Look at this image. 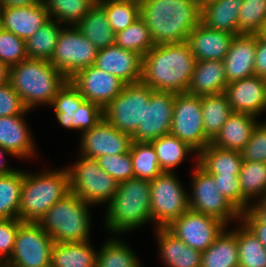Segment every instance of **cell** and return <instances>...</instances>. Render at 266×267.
<instances>
[{"label": "cell", "mask_w": 266, "mask_h": 267, "mask_svg": "<svg viewBox=\"0 0 266 267\" xmlns=\"http://www.w3.org/2000/svg\"><path fill=\"white\" fill-rule=\"evenodd\" d=\"M75 28L98 50L115 45L116 34L107 19L105 9L96 2Z\"/></svg>", "instance_id": "cell-29"}, {"label": "cell", "mask_w": 266, "mask_h": 267, "mask_svg": "<svg viewBox=\"0 0 266 267\" xmlns=\"http://www.w3.org/2000/svg\"><path fill=\"white\" fill-rule=\"evenodd\" d=\"M196 159L198 164L210 175H239L243 162L239 151L211 144L207 145Z\"/></svg>", "instance_id": "cell-30"}, {"label": "cell", "mask_w": 266, "mask_h": 267, "mask_svg": "<svg viewBox=\"0 0 266 267\" xmlns=\"http://www.w3.org/2000/svg\"><path fill=\"white\" fill-rule=\"evenodd\" d=\"M142 56L116 45L98 50L95 66L118 77L125 84L141 82Z\"/></svg>", "instance_id": "cell-20"}, {"label": "cell", "mask_w": 266, "mask_h": 267, "mask_svg": "<svg viewBox=\"0 0 266 267\" xmlns=\"http://www.w3.org/2000/svg\"><path fill=\"white\" fill-rule=\"evenodd\" d=\"M140 17L155 45L181 43L200 24L201 8L192 0H140Z\"/></svg>", "instance_id": "cell-2"}, {"label": "cell", "mask_w": 266, "mask_h": 267, "mask_svg": "<svg viewBox=\"0 0 266 267\" xmlns=\"http://www.w3.org/2000/svg\"><path fill=\"white\" fill-rule=\"evenodd\" d=\"M90 207L70 191L46 212L38 224L55 243L86 242L90 240Z\"/></svg>", "instance_id": "cell-6"}, {"label": "cell", "mask_w": 266, "mask_h": 267, "mask_svg": "<svg viewBox=\"0 0 266 267\" xmlns=\"http://www.w3.org/2000/svg\"><path fill=\"white\" fill-rule=\"evenodd\" d=\"M256 119L257 117L251 114L233 112L210 144L240 152L258 124Z\"/></svg>", "instance_id": "cell-26"}, {"label": "cell", "mask_w": 266, "mask_h": 267, "mask_svg": "<svg viewBox=\"0 0 266 267\" xmlns=\"http://www.w3.org/2000/svg\"><path fill=\"white\" fill-rule=\"evenodd\" d=\"M54 243L38 223L22 222L12 256L7 262L18 267H51Z\"/></svg>", "instance_id": "cell-14"}, {"label": "cell", "mask_w": 266, "mask_h": 267, "mask_svg": "<svg viewBox=\"0 0 266 267\" xmlns=\"http://www.w3.org/2000/svg\"><path fill=\"white\" fill-rule=\"evenodd\" d=\"M161 257L167 267H201L202 252L186 245L166 227H156Z\"/></svg>", "instance_id": "cell-27"}, {"label": "cell", "mask_w": 266, "mask_h": 267, "mask_svg": "<svg viewBox=\"0 0 266 267\" xmlns=\"http://www.w3.org/2000/svg\"><path fill=\"white\" fill-rule=\"evenodd\" d=\"M137 256L125 242L107 240L98 251L96 267H141Z\"/></svg>", "instance_id": "cell-43"}, {"label": "cell", "mask_w": 266, "mask_h": 267, "mask_svg": "<svg viewBox=\"0 0 266 267\" xmlns=\"http://www.w3.org/2000/svg\"><path fill=\"white\" fill-rule=\"evenodd\" d=\"M240 154L243 160L266 163V122L263 124L258 121Z\"/></svg>", "instance_id": "cell-48"}, {"label": "cell", "mask_w": 266, "mask_h": 267, "mask_svg": "<svg viewBox=\"0 0 266 267\" xmlns=\"http://www.w3.org/2000/svg\"><path fill=\"white\" fill-rule=\"evenodd\" d=\"M214 1H218V0H201V8H203L204 6H206L209 3H212Z\"/></svg>", "instance_id": "cell-58"}, {"label": "cell", "mask_w": 266, "mask_h": 267, "mask_svg": "<svg viewBox=\"0 0 266 267\" xmlns=\"http://www.w3.org/2000/svg\"><path fill=\"white\" fill-rule=\"evenodd\" d=\"M257 35H235L222 60L228 84L255 75Z\"/></svg>", "instance_id": "cell-21"}, {"label": "cell", "mask_w": 266, "mask_h": 267, "mask_svg": "<svg viewBox=\"0 0 266 267\" xmlns=\"http://www.w3.org/2000/svg\"><path fill=\"white\" fill-rule=\"evenodd\" d=\"M50 19L75 26L98 0H42ZM54 18V19H53Z\"/></svg>", "instance_id": "cell-41"}, {"label": "cell", "mask_w": 266, "mask_h": 267, "mask_svg": "<svg viewBox=\"0 0 266 267\" xmlns=\"http://www.w3.org/2000/svg\"><path fill=\"white\" fill-rule=\"evenodd\" d=\"M255 75L266 78V38L257 35L255 54Z\"/></svg>", "instance_id": "cell-52"}, {"label": "cell", "mask_w": 266, "mask_h": 267, "mask_svg": "<svg viewBox=\"0 0 266 267\" xmlns=\"http://www.w3.org/2000/svg\"><path fill=\"white\" fill-rule=\"evenodd\" d=\"M239 184L242 196L249 204L254 198L255 201L258 198H265L266 163L243 160L239 174Z\"/></svg>", "instance_id": "cell-37"}, {"label": "cell", "mask_w": 266, "mask_h": 267, "mask_svg": "<svg viewBox=\"0 0 266 267\" xmlns=\"http://www.w3.org/2000/svg\"><path fill=\"white\" fill-rule=\"evenodd\" d=\"M175 94L171 92L153 91L149 102L144 103L143 123L131 136L133 142H152L163 135L169 134Z\"/></svg>", "instance_id": "cell-16"}, {"label": "cell", "mask_w": 266, "mask_h": 267, "mask_svg": "<svg viewBox=\"0 0 266 267\" xmlns=\"http://www.w3.org/2000/svg\"><path fill=\"white\" fill-rule=\"evenodd\" d=\"M204 132L212 140L233 113L225 93L201 96Z\"/></svg>", "instance_id": "cell-33"}, {"label": "cell", "mask_w": 266, "mask_h": 267, "mask_svg": "<svg viewBox=\"0 0 266 267\" xmlns=\"http://www.w3.org/2000/svg\"><path fill=\"white\" fill-rule=\"evenodd\" d=\"M196 62L187 42L155 45L142 58L141 82L153 91L186 93Z\"/></svg>", "instance_id": "cell-1"}, {"label": "cell", "mask_w": 266, "mask_h": 267, "mask_svg": "<svg viewBox=\"0 0 266 267\" xmlns=\"http://www.w3.org/2000/svg\"><path fill=\"white\" fill-rule=\"evenodd\" d=\"M192 1H195V2L199 3V6L201 8V0H192Z\"/></svg>", "instance_id": "cell-61"}, {"label": "cell", "mask_w": 266, "mask_h": 267, "mask_svg": "<svg viewBox=\"0 0 266 267\" xmlns=\"http://www.w3.org/2000/svg\"><path fill=\"white\" fill-rule=\"evenodd\" d=\"M23 171L0 175V219L18 218Z\"/></svg>", "instance_id": "cell-39"}, {"label": "cell", "mask_w": 266, "mask_h": 267, "mask_svg": "<svg viewBox=\"0 0 266 267\" xmlns=\"http://www.w3.org/2000/svg\"><path fill=\"white\" fill-rule=\"evenodd\" d=\"M258 202V203H257ZM249 209L262 221L266 223V197L258 199Z\"/></svg>", "instance_id": "cell-54"}, {"label": "cell", "mask_w": 266, "mask_h": 267, "mask_svg": "<svg viewBox=\"0 0 266 267\" xmlns=\"http://www.w3.org/2000/svg\"><path fill=\"white\" fill-rule=\"evenodd\" d=\"M154 146L159 165L163 172H174L183 162L186 155L195 150L171 133L161 136L151 142Z\"/></svg>", "instance_id": "cell-36"}, {"label": "cell", "mask_w": 266, "mask_h": 267, "mask_svg": "<svg viewBox=\"0 0 266 267\" xmlns=\"http://www.w3.org/2000/svg\"><path fill=\"white\" fill-rule=\"evenodd\" d=\"M69 192V174L66 168L36 174L23 171L18 218L22 222L38 223Z\"/></svg>", "instance_id": "cell-5"}, {"label": "cell", "mask_w": 266, "mask_h": 267, "mask_svg": "<svg viewBox=\"0 0 266 267\" xmlns=\"http://www.w3.org/2000/svg\"><path fill=\"white\" fill-rule=\"evenodd\" d=\"M68 79L49 61L25 59L10 67L9 82L27 110L50 105Z\"/></svg>", "instance_id": "cell-3"}, {"label": "cell", "mask_w": 266, "mask_h": 267, "mask_svg": "<svg viewBox=\"0 0 266 267\" xmlns=\"http://www.w3.org/2000/svg\"><path fill=\"white\" fill-rule=\"evenodd\" d=\"M2 5L0 4V27H1V12H2Z\"/></svg>", "instance_id": "cell-60"}, {"label": "cell", "mask_w": 266, "mask_h": 267, "mask_svg": "<svg viewBox=\"0 0 266 267\" xmlns=\"http://www.w3.org/2000/svg\"><path fill=\"white\" fill-rule=\"evenodd\" d=\"M61 24L56 20H50L39 28L25 41L26 54L29 59H41L50 61L53 56L58 35L62 30Z\"/></svg>", "instance_id": "cell-35"}, {"label": "cell", "mask_w": 266, "mask_h": 267, "mask_svg": "<svg viewBox=\"0 0 266 267\" xmlns=\"http://www.w3.org/2000/svg\"><path fill=\"white\" fill-rule=\"evenodd\" d=\"M0 267H18V266L10 264L8 262H2L0 263Z\"/></svg>", "instance_id": "cell-59"}, {"label": "cell", "mask_w": 266, "mask_h": 267, "mask_svg": "<svg viewBox=\"0 0 266 267\" xmlns=\"http://www.w3.org/2000/svg\"><path fill=\"white\" fill-rule=\"evenodd\" d=\"M151 219L167 227L189 209V195L174 172H163L150 181Z\"/></svg>", "instance_id": "cell-8"}, {"label": "cell", "mask_w": 266, "mask_h": 267, "mask_svg": "<svg viewBox=\"0 0 266 267\" xmlns=\"http://www.w3.org/2000/svg\"><path fill=\"white\" fill-rule=\"evenodd\" d=\"M5 153L12 155L6 149L0 146V158H3ZM16 169L9 168L3 160L0 161V175L13 173Z\"/></svg>", "instance_id": "cell-55"}, {"label": "cell", "mask_w": 266, "mask_h": 267, "mask_svg": "<svg viewBox=\"0 0 266 267\" xmlns=\"http://www.w3.org/2000/svg\"><path fill=\"white\" fill-rule=\"evenodd\" d=\"M27 58L25 40L0 27V61L11 67Z\"/></svg>", "instance_id": "cell-46"}, {"label": "cell", "mask_w": 266, "mask_h": 267, "mask_svg": "<svg viewBox=\"0 0 266 267\" xmlns=\"http://www.w3.org/2000/svg\"><path fill=\"white\" fill-rule=\"evenodd\" d=\"M81 157L67 167L69 190L90 205L109 203L117 192L118 182L99 167L95 158Z\"/></svg>", "instance_id": "cell-7"}, {"label": "cell", "mask_w": 266, "mask_h": 267, "mask_svg": "<svg viewBox=\"0 0 266 267\" xmlns=\"http://www.w3.org/2000/svg\"><path fill=\"white\" fill-rule=\"evenodd\" d=\"M260 37L262 38H266V20L265 22L263 23V26L258 34Z\"/></svg>", "instance_id": "cell-57"}, {"label": "cell", "mask_w": 266, "mask_h": 267, "mask_svg": "<svg viewBox=\"0 0 266 267\" xmlns=\"http://www.w3.org/2000/svg\"><path fill=\"white\" fill-rule=\"evenodd\" d=\"M24 115L0 117V146L22 159L36 152Z\"/></svg>", "instance_id": "cell-24"}, {"label": "cell", "mask_w": 266, "mask_h": 267, "mask_svg": "<svg viewBox=\"0 0 266 267\" xmlns=\"http://www.w3.org/2000/svg\"><path fill=\"white\" fill-rule=\"evenodd\" d=\"M105 172L118 183L134 178L130 150L119 155H102L95 158Z\"/></svg>", "instance_id": "cell-45"}, {"label": "cell", "mask_w": 266, "mask_h": 267, "mask_svg": "<svg viewBox=\"0 0 266 267\" xmlns=\"http://www.w3.org/2000/svg\"><path fill=\"white\" fill-rule=\"evenodd\" d=\"M115 45L137 52L143 57L155 46V43L147 24L140 17L125 30L116 33Z\"/></svg>", "instance_id": "cell-42"}, {"label": "cell", "mask_w": 266, "mask_h": 267, "mask_svg": "<svg viewBox=\"0 0 266 267\" xmlns=\"http://www.w3.org/2000/svg\"><path fill=\"white\" fill-rule=\"evenodd\" d=\"M81 156L97 158L102 155H119L130 150L132 138L103 119L91 130L82 134Z\"/></svg>", "instance_id": "cell-18"}, {"label": "cell", "mask_w": 266, "mask_h": 267, "mask_svg": "<svg viewBox=\"0 0 266 267\" xmlns=\"http://www.w3.org/2000/svg\"><path fill=\"white\" fill-rule=\"evenodd\" d=\"M21 223L19 218L0 219V263L7 262L12 256Z\"/></svg>", "instance_id": "cell-49"}, {"label": "cell", "mask_w": 266, "mask_h": 267, "mask_svg": "<svg viewBox=\"0 0 266 267\" xmlns=\"http://www.w3.org/2000/svg\"><path fill=\"white\" fill-rule=\"evenodd\" d=\"M234 37V34L212 30L200 23L188 35L186 42L197 61H222L228 53Z\"/></svg>", "instance_id": "cell-23"}, {"label": "cell", "mask_w": 266, "mask_h": 267, "mask_svg": "<svg viewBox=\"0 0 266 267\" xmlns=\"http://www.w3.org/2000/svg\"><path fill=\"white\" fill-rule=\"evenodd\" d=\"M51 106L63 127L79 129L82 133L91 130L104 119L103 108L87 101L69 80L58 90Z\"/></svg>", "instance_id": "cell-9"}, {"label": "cell", "mask_w": 266, "mask_h": 267, "mask_svg": "<svg viewBox=\"0 0 266 267\" xmlns=\"http://www.w3.org/2000/svg\"><path fill=\"white\" fill-rule=\"evenodd\" d=\"M42 0H0L2 7L17 8L40 3Z\"/></svg>", "instance_id": "cell-53"}, {"label": "cell", "mask_w": 266, "mask_h": 267, "mask_svg": "<svg viewBox=\"0 0 266 267\" xmlns=\"http://www.w3.org/2000/svg\"><path fill=\"white\" fill-rule=\"evenodd\" d=\"M193 180L192 196L189 195V209L213 216L227 226L230 220H241V212L219 193L213 175H210L196 161Z\"/></svg>", "instance_id": "cell-11"}, {"label": "cell", "mask_w": 266, "mask_h": 267, "mask_svg": "<svg viewBox=\"0 0 266 267\" xmlns=\"http://www.w3.org/2000/svg\"><path fill=\"white\" fill-rule=\"evenodd\" d=\"M170 133L199 154L211 140L204 132L201 97L189 93L175 94Z\"/></svg>", "instance_id": "cell-13"}, {"label": "cell", "mask_w": 266, "mask_h": 267, "mask_svg": "<svg viewBox=\"0 0 266 267\" xmlns=\"http://www.w3.org/2000/svg\"><path fill=\"white\" fill-rule=\"evenodd\" d=\"M10 67L0 61V86L9 83Z\"/></svg>", "instance_id": "cell-56"}, {"label": "cell", "mask_w": 266, "mask_h": 267, "mask_svg": "<svg viewBox=\"0 0 266 267\" xmlns=\"http://www.w3.org/2000/svg\"><path fill=\"white\" fill-rule=\"evenodd\" d=\"M219 193L225 196L240 211L248 210L252 205L243 198L239 184V175H213Z\"/></svg>", "instance_id": "cell-47"}, {"label": "cell", "mask_w": 266, "mask_h": 267, "mask_svg": "<svg viewBox=\"0 0 266 267\" xmlns=\"http://www.w3.org/2000/svg\"><path fill=\"white\" fill-rule=\"evenodd\" d=\"M153 92L142 82L125 84L123 90L104 109V119L130 136L143 123L144 103Z\"/></svg>", "instance_id": "cell-10"}, {"label": "cell", "mask_w": 266, "mask_h": 267, "mask_svg": "<svg viewBox=\"0 0 266 267\" xmlns=\"http://www.w3.org/2000/svg\"><path fill=\"white\" fill-rule=\"evenodd\" d=\"M225 94L233 112L254 116L266 110V78L252 75L229 83Z\"/></svg>", "instance_id": "cell-19"}, {"label": "cell", "mask_w": 266, "mask_h": 267, "mask_svg": "<svg viewBox=\"0 0 266 267\" xmlns=\"http://www.w3.org/2000/svg\"><path fill=\"white\" fill-rule=\"evenodd\" d=\"M28 111L10 82L0 86V117L23 115Z\"/></svg>", "instance_id": "cell-50"}, {"label": "cell", "mask_w": 266, "mask_h": 267, "mask_svg": "<svg viewBox=\"0 0 266 267\" xmlns=\"http://www.w3.org/2000/svg\"><path fill=\"white\" fill-rule=\"evenodd\" d=\"M114 33L125 30L140 18V0H98Z\"/></svg>", "instance_id": "cell-40"}, {"label": "cell", "mask_w": 266, "mask_h": 267, "mask_svg": "<svg viewBox=\"0 0 266 267\" xmlns=\"http://www.w3.org/2000/svg\"><path fill=\"white\" fill-rule=\"evenodd\" d=\"M69 81L87 100L103 109L123 90L125 83L95 65L83 68Z\"/></svg>", "instance_id": "cell-17"}, {"label": "cell", "mask_w": 266, "mask_h": 267, "mask_svg": "<svg viewBox=\"0 0 266 267\" xmlns=\"http://www.w3.org/2000/svg\"><path fill=\"white\" fill-rule=\"evenodd\" d=\"M150 194L148 180L131 178L118 183L117 192L106 209L107 230L117 235L152 221Z\"/></svg>", "instance_id": "cell-4"}, {"label": "cell", "mask_w": 266, "mask_h": 267, "mask_svg": "<svg viewBox=\"0 0 266 267\" xmlns=\"http://www.w3.org/2000/svg\"><path fill=\"white\" fill-rule=\"evenodd\" d=\"M243 0H218L201 8L200 23L205 27L238 35L239 10Z\"/></svg>", "instance_id": "cell-28"}, {"label": "cell", "mask_w": 266, "mask_h": 267, "mask_svg": "<svg viewBox=\"0 0 266 267\" xmlns=\"http://www.w3.org/2000/svg\"><path fill=\"white\" fill-rule=\"evenodd\" d=\"M236 242L238 267H266V248L242 221L236 229Z\"/></svg>", "instance_id": "cell-34"}, {"label": "cell", "mask_w": 266, "mask_h": 267, "mask_svg": "<svg viewBox=\"0 0 266 267\" xmlns=\"http://www.w3.org/2000/svg\"><path fill=\"white\" fill-rule=\"evenodd\" d=\"M263 243L266 248V223L262 222L250 209L241 212V220Z\"/></svg>", "instance_id": "cell-51"}, {"label": "cell", "mask_w": 266, "mask_h": 267, "mask_svg": "<svg viewBox=\"0 0 266 267\" xmlns=\"http://www.w3.org/2000/svg\"><path fill=\"white\" fill-rule=\"evenodd\" d=\"M50 20L43 1L26 7H3L1 12V27L25 41Z\"/></svg>", "instance_id": "cell-22"}, {"label": "cell", "mask_w": 266, "mask_h": 267, "mask_svg": "<svg viewBox=\"0 0 266 267\" xmlns=\"http://www.w3.org/2000/svg\"><path fill=\"white\" fill-rule=\"evenodd\" d=\"M266 20V0H243L238 17V35H258Z\"/></svg>", "instance_id": "cell-44"}, {"label": "cell", "mask_w": 266, "mask_h": 267, "mask_svg": "<svg viewBox=\"0 0 266 267\" xmlns=\"http://www.w3.org/2000/svg\"><path fill=\"white\" fill-rule=\"evenodd\" d=\"M97 256L89 241L54 243L51 267H96Z\"/></svg>", "instance_id": "cell-31"}, {"label": "cell", "mask_w": 266, "mask_h": 267, "mask_svg": "<svg viewBox=\"0 0 266 267\" xmlns=\"http://www.w3.org/2000/svg\"><path fill=\"white\" fill-rule=\"evenodd\" d=\"M227 225L221 220L188 209L166 228L191 248L204 252Z\"/></svg>", "instance_id": "cell-15"}, {"label": "cell", "mask_w": 266, "mask_h": 267, "mask_svg": "<svg viewBox=\"0 0 266 267\" xmlns=\"http://www.w3.org/2000/svg\"><path fill=\"white\" fill-rule=\"evenodd\" d=\"M228 85L223 61L199 60L187 89L192 95L208 96L225 93Z\"/></svg>", "instance_id": "cell-25"}, {"label": "cell", "mask_w": 266, "mask_h": 267, "mask_svg": "<svg viewBox=\"0 0 266 267\" xmlns=\"http://www.w3.org/2000/svg\"><path fill=\"white\" fill-rule=\"evenodd\" d=\"M234 230L227 231L225 227L214 243L202 252L201 267H238L236 229Z\"/></svg>", "instance_id": "cell-32"}, {"label": "cell", "mask_w": 266, "mask_h": 267, "mask_svg": "<svg viewBox=\"0 0 266 267\" xmlns=\"http://www.w3.org/2000/svg\"><path fill=\"white\" fill-rule=\"evenodd\" d=\"M98 49L75 26H63L50 63L68 80L78 71L94 65Z\"/></svg>", "instance_id": "cell-12"}, {"label": "cell", "mask_w": 266, "mask_h": 267, "mask_svg": "<svg viewBox=\"0 0 266 267\" xmlns=\"http://www.w3.org/2000/svg\"><path fill=\"white\" fill-rule=\"evenodd\" d=\"M134 178L152 181L163 173L156 150L150 142H133L130 146Z\"/></svg>", "instance_id": "cell-38"}]
</instances>
